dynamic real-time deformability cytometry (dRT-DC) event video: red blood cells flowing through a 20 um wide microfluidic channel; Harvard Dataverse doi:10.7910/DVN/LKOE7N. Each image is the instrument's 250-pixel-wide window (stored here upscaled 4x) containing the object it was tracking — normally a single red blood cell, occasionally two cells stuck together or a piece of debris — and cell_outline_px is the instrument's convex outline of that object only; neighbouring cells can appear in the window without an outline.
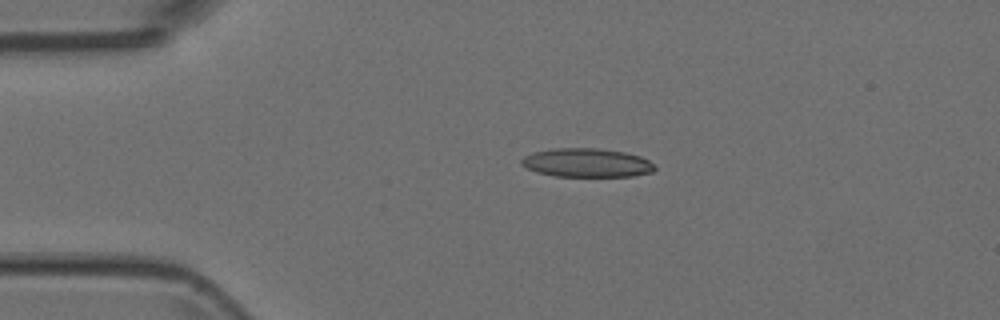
{"species": "Egyptian fruit bat (a non-hibernating species)", "species_latin": "Rousettus aegyptiacus", "temperature_condition": "room temperature", "stored_images_in_passage": 3, "camera_frame_rate_fps": 3000, "um_per_image_px": 0.085, "animal": {"sex": "female"}, "frame": {"image": 1, "passage_image": 2, "time_ms": 0.333, "image_size_px": [1000, 320], "cell_outline_px": [[656, 168], [652, 172], [632, 176], [556, 176], [536, 172], [524, 168], [520, 164], [520, 160], [524, 156], [532, 152], [556, 148], [596, 148], [624, 152], [640, 156], [656, 164]], "centroid_in_image_um": [49.85, 13.83], "position_along_channel_um": 35.2, "area_um2": 22.48}}